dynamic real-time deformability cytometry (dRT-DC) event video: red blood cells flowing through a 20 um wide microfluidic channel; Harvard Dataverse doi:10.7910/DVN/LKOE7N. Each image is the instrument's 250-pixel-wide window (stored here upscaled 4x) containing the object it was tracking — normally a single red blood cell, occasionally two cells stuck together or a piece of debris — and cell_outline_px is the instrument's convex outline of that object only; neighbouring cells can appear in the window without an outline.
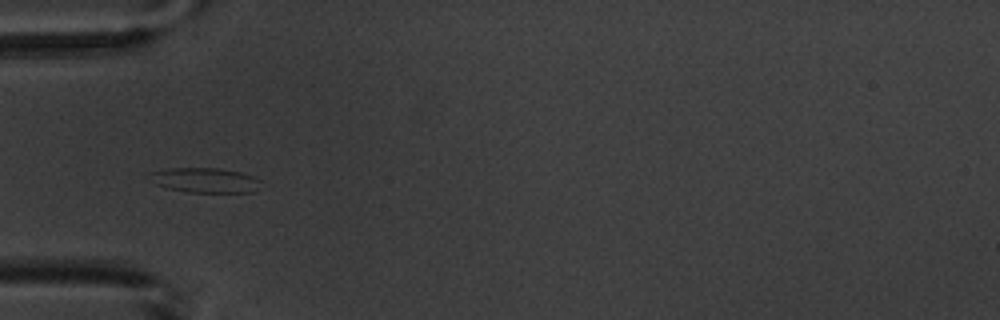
{"species": "common noctule bat (a hibernating species)", "species_latin": "Nyctalus noctula", "temperature_condition": "warm", "stored_images_in_passage": 6, "camera_frame_rate_fps": 3000, "um_per_image_px": 0.085, "animal": {"sex": "male", "body_mass_g": 20.1, "forearm_length_mm": 53.5}, "frame": {"image": 1, "passage_image": 5, "time_ms": 6.667, "image_size_px": [1000, 320], "cell_outline_px": [[260, 180], [252, 192], [188, 192], [168, 188], [156, 184], [152, 172], [168, 168], [216, 168], [240, 172], [252, 176]], "centroid_in_image_um": [17.44, 15.31], "position_along_channel_um": 67.6, "area_um2": 15.49}}
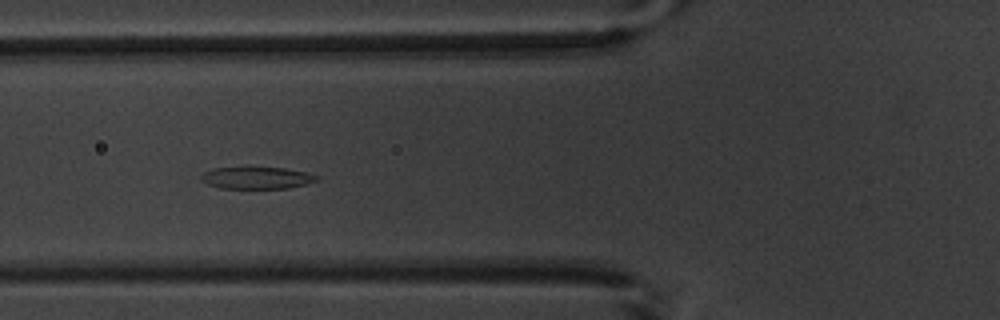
{"frame": {"image": 2, "passage_image": 6, "time_ms": 7.667, "image_size_px": [1000, 320], "cell_outline_px": [[320, 180], [288, 188], [220, 188], [208, 184], [200, 180], [200, 176], [204, 172], [212, 168], [244, 164], [248, 164], [284, 168], [304, 172], [316, 176]], "centroid_in_image_um": [21.72, 15.06], "position_along_channel_um": 104.1, "area_um2": 15.61}}